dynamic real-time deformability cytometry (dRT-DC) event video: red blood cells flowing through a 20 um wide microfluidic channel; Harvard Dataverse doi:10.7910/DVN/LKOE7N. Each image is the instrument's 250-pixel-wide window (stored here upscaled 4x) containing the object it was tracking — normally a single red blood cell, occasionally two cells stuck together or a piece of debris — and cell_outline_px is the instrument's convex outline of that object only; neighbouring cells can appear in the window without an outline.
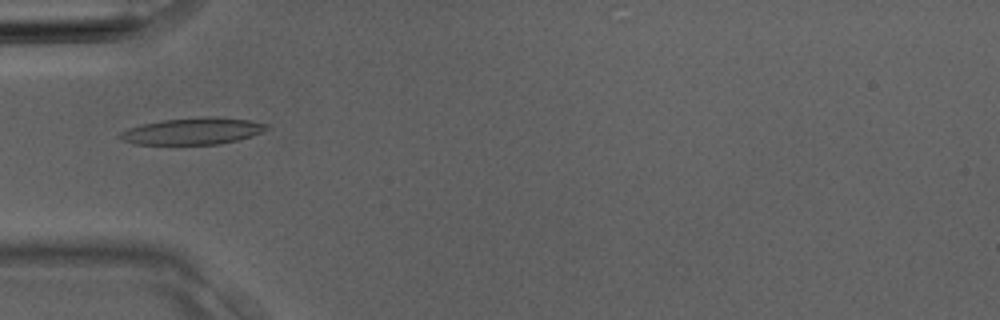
{"species": "Egyptian fruit bat (a non-hibernating species)", "species_latin": "Rousettus aegyptiacus", "temperature_condition": "room temperature", "stored_images_in_passage": 1, "camera_frame_rate_fps": 3000, "um_per_image_px": 0.085, "animal": {"sex": "male"}, "frame": {"image": 1, "passage_image": 1, "time_ms": 0.0, "image_size_px": [1000, 320], "cell_outline_px": [[268, 128], [252, 136], [220, 144], [136, 144], [120, 140], [116, 136], [120, 132], [128, 128], [144, 124], [164, 120], [208, 116], [216, 116], [248, 120], [268, 124]], "centroid_in_image_um": [16.36, 11.14], "position_along_channel_um": 68.6, "area_um2": 22.72}}